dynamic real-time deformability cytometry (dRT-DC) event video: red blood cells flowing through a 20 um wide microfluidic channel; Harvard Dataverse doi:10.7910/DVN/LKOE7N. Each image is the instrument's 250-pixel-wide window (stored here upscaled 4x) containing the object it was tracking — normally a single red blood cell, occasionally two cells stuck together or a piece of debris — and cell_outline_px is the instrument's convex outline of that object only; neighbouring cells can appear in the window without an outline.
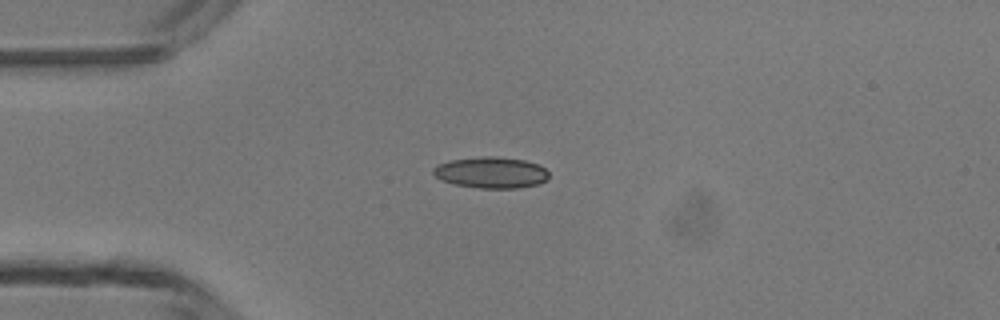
{"species": "common noctule bat (a hibernating species)", "species_latin": "Nyctalus noctula", "temperature_condition": "room temperature", "stored_images_in_passage": 5, "camera_frame_rate_fps": 3000, "um_per_image_px": 0.085, "animal": {"sex": "male", "body_mass_g": 13.3}, "frame": {"image": 1, "passage_image": 4, "time_ms": 3.667, "image_size_px": [1000, 320], "cell_outline_px": [[548, 176], [540, 184], [516, 188], [480, 188], [456, 184], [440, 180], [432, 172], [432, 168], [436, 164], [448, 160], [484, 156], [496, 156], [524, 160], [540, 164], [548, 172]], "centroid_in_image_um": [41.72, 14.65], "position_along_channel_um": 43.3, "area_um2": 21.15}}
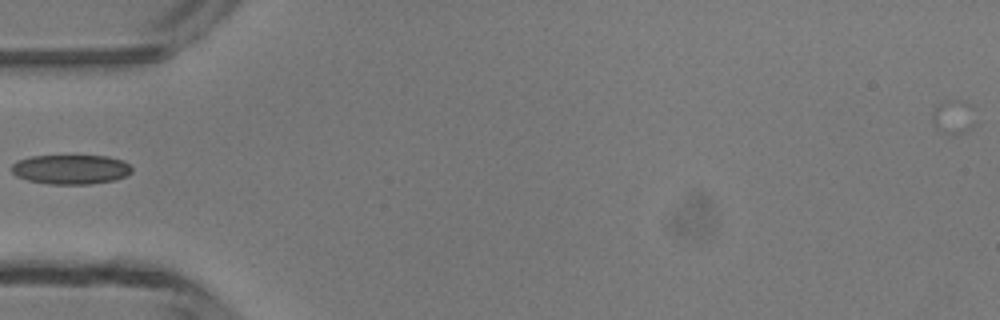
{"frame": {"image": 2, "passage_image": 5, "time_ms": 5.0, "image_size_px": [1000, 320], "cell_outline_px": [[132, 172], [116, 180], [92, 184], [52, 184], [28, 180], [16, 176], [12, 172], [12, 164], [16, 160], [32, 156], [108, 156], [124, 160], [132, 168]], "centroid_in_image_um": [6.03, 14.39], "position_along_channel_um": 79.0, "area_um2": 20.75}}